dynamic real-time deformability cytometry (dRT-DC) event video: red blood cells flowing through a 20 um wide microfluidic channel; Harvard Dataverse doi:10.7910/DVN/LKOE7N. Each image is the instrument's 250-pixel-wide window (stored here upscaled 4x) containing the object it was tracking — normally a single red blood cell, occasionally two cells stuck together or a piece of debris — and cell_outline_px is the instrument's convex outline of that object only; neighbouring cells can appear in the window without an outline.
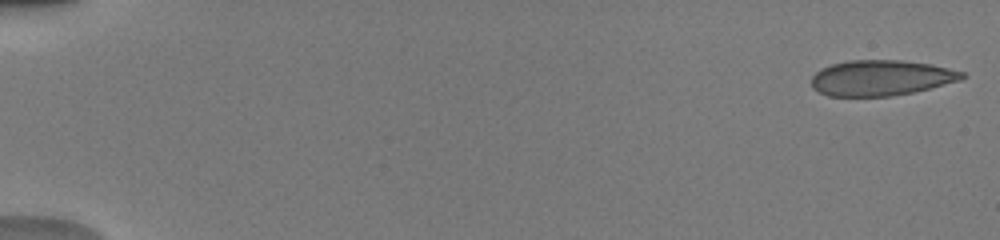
{"species": "human", "species_latin": "Homo sapiens", "temperature_condition": "warm", "stored_images_in_passage": 51, "camera_frame_rate_fps": 3000, "um_per_image_px": 0.085, "donor": {"sex": "male"}, "frame": {"image": 1, "passage_image": 1, "time_ms": 0.0, "image_size_px": [1000, 240], "cell_outline_px": [[968, 76], [960, 80], [912, 92], [892, 96], [828, 96], [812, 88], [812, 76], [816, 72], [832, 64], [848, 60], [900, 60], [932, 64], [964, 72]], "centroid_in_image_um": [74.89, 6.61], "position_along_channel_um": 10.1, "area_um2": 31.04}}
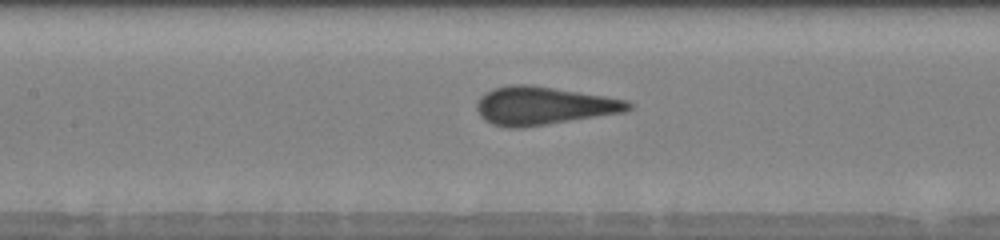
{"frame": {"image": 2, "passage_image": 25, "time_ms": 8.0, "image_size_px": [1000, 240], "cell_outline_px": [[632, 108], [624, 112], [520, 128], [508, 128], [492, 124], [484, 120], [480, 116], [476, 108], [476, 104], [480, 96], [484, 92], [492, 88], [508, 84], [532, 84], [628, 100], [632, 104]], "centroid_in_image_um": [46.14, 8.97], "position_along_channel_um": 161.3, "area_um2": 33.81}}
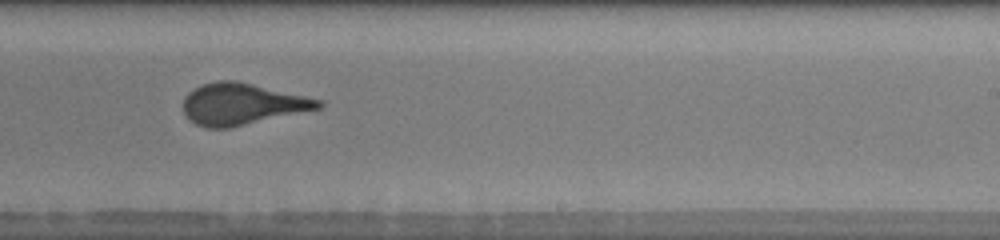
{"frame": {"image": 3, "passage_image": 33, "time_ms": 10.667, "image_size_px": [1000, 240], "cell_outline_px": [[324, 104], [320, 108], [228, 128], [204, 128], [188, 120], [184, 112], [184, 96], [188, 92], [204, 84], [216, 80], [236, 80], [324, 100]], "centroid_in_image_um": [20.56, 8.84], "position_along_channel_um": 268.4, "area_um2": 32.6}, "authors_computed_cell_mechanics": {"area_um2": 32.4836, "velocity_mm_per_s": 4.0302, "shape_relaxation_time_tau1_ms": 6.1788, "shape_relaxation_time_tau2_ms": null, "deformation_change_tau1": 0.1792, "deformation_change_tau2": null}}